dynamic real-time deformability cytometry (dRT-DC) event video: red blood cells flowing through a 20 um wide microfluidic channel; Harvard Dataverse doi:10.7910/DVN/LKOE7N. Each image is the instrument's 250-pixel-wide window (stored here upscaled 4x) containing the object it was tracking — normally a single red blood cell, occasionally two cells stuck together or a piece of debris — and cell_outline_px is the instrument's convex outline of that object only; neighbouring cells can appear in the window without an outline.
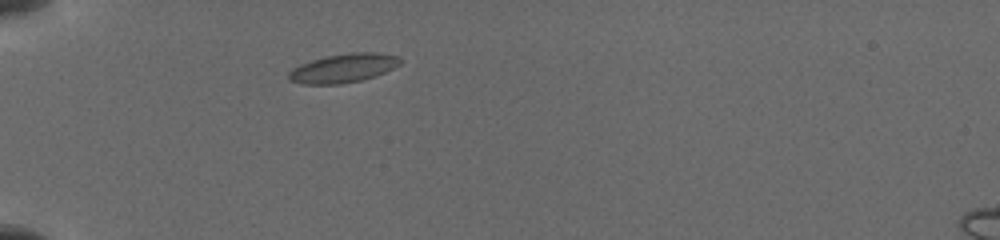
{"species": "common noctule bat (a hibernating species)", "species_latin": "Nyctalus noctula", "temperature_condition": "cold", "stored_images_in_passage": 38, "camera_frame_rate_fps": 3000, "um_per_image_px": 0.085, "animal": {"sex": "female", "body_mass_g": 19.5, "forearm_length_mm": 54.1}, "frame": {"image": 1, "passage_image": 1, "time_ms": 0.0, "image_size_px": [1000, 240], "cell_outline_px": [[404, 60], [400, 64], [376, 76], [360, 80], [340, 84], [300, 84], [288, 80], [288, 72], [292, 68], [300, 64], [312, 60], [328, 56], [352, 52], [376, 52], [400, 56]], "centroid_in_image_um": [29.19, 5.79], "position_along_channel_um": 55.8, "area_um2": 18.84}}
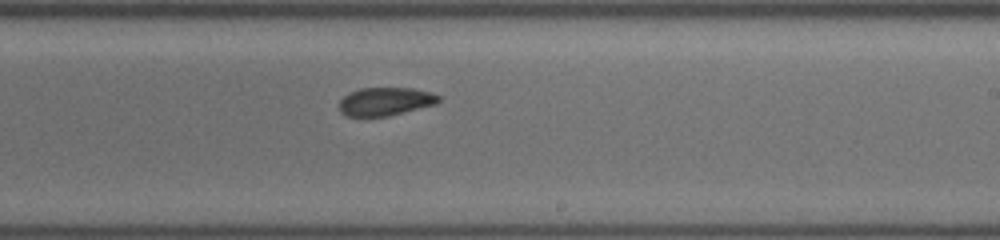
{"frame": {"image": 2, "passage_image": 15, "time_ms": 5.667, "image_size_px": [1000, 240], "cell_outline_px": [[440, 100], [436, 104], [388, 116], [348, 116], [340, 112], [340, 100], [348, 92], [360, 88], [412, 88], [432, 92], [440, 96]], "centroid_in_image_um": [32.76, 8.61], "position_along_channel_um": 256.2, "area_um2": 16.36}}
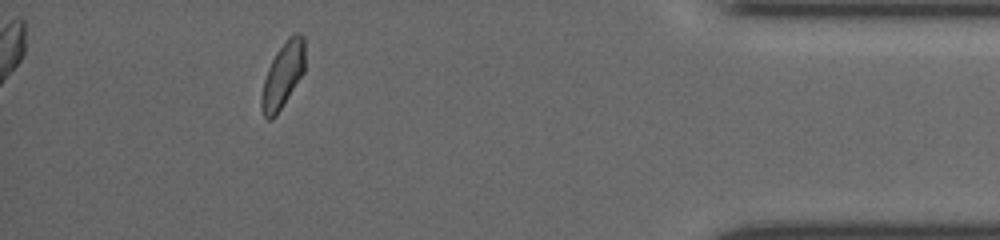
{"frame": {"image": 3, "passage_image": 35, "time_ms": 10.667, "image_size_px": [1000, 240], "cell_outline_px": [[304, 72], [276, 116], [272, 120], [268, 120], [264, 116], [260, 108], [260, 100], [264, 80], [268, 68], [276, 52], [288, 36], [296, 32], [300, 32], [304, 36]], "centroid_in_image_um": [24.03, 6.39], "position_along_channel_um": 411.2, "area_um2": 16.65}}